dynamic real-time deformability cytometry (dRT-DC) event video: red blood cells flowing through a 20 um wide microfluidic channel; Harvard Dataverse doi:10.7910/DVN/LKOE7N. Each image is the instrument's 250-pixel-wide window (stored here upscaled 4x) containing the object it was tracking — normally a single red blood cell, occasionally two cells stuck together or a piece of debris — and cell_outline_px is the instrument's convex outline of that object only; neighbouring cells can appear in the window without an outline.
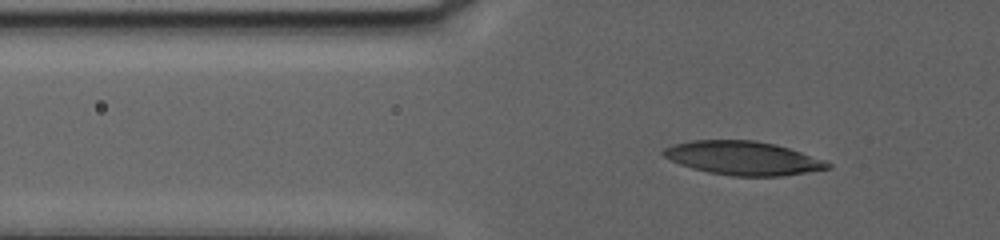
{"species": "human", "species_latin": "Homo sapiens", "temperature_condition": "warm", "stored_images_in_passage": 72, "camera_frame_rate_fps": 3000, "um_per_image_px": 0.085, "donor": {"sex": "female"}, "frame": {"image": 1, "passage_image": 15, "time_ms": 4.667, "image_size_px": [1000, 240], "cell_outline_px": [[832, 168], [780, 176], [732, 176], [708, 172], [692, 168], [680, 164], [664, 156], [660, 152], [664, 148], [672, 144], [692, 140], [756, 140], [776, 144], [824, 160], [832, 164]], "centroid_in_image_um": [63.14, 13.43], "position_along_channel_um": 62.7, "area_um2": 32.19}}
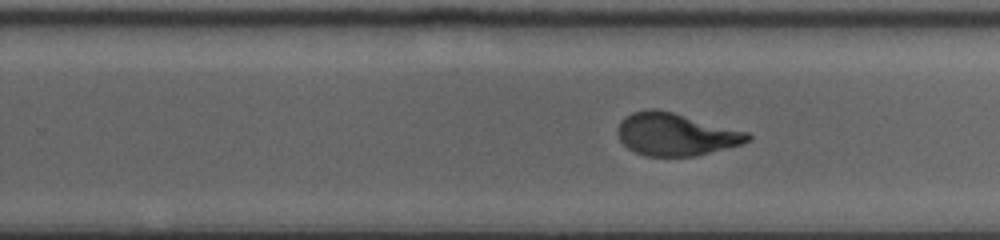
{"frame": {"image": 2, "passage_image": 44, "time_ms": 14.333, "image_size_px": [1000, 240], "cell_outline_px": [[752, 140], [740, 144], [696, 156], [644, 156], [628, 148], [620, 140], [616, 132], [616, 128], [620, 120], [624, 116], [632, 112], [648, 108], [656, 108], [672, 112], [748, 132], [752, 136]], "centroid_in_image_um": [57.38, 11.41], "position_along_channel_um": 272.4, "area_um2": 32.31}}
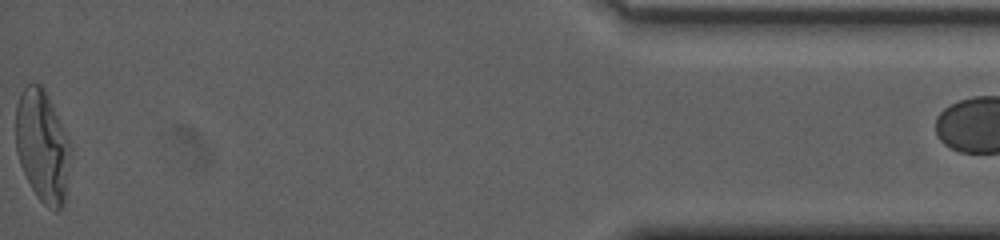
{"frame": {"image": 3, "passage_image": 72, "time_ms": 23.667, "image_size_px": [1000, 240], "cell_outline_px": [[68, 156], [64, 200], [60, 208], [56, 212], [48, 208], [36, 196], [20, 164], [16, 152], [16, 104], [20, 92], [24, 84], [32, 80], [40, 84], [44, 88], [52, 104], [68, 140]], "centroid_in_image_um": [3.53, 12.34], "position_along_channel_um": 431.7, "area_um2": 35.14}, "authors_computed_cell_mechanics": {"area_um2": 32.4547, "velocity_mm_per_s": 2.4033, "shape_relaxation_time_tau1_ms": 7.2576, "shape_relaxation_time_tau2_ms": 1.2912, "deformation_change_tau1": 0.238, "deformation_change_tau2": 0.0776}}